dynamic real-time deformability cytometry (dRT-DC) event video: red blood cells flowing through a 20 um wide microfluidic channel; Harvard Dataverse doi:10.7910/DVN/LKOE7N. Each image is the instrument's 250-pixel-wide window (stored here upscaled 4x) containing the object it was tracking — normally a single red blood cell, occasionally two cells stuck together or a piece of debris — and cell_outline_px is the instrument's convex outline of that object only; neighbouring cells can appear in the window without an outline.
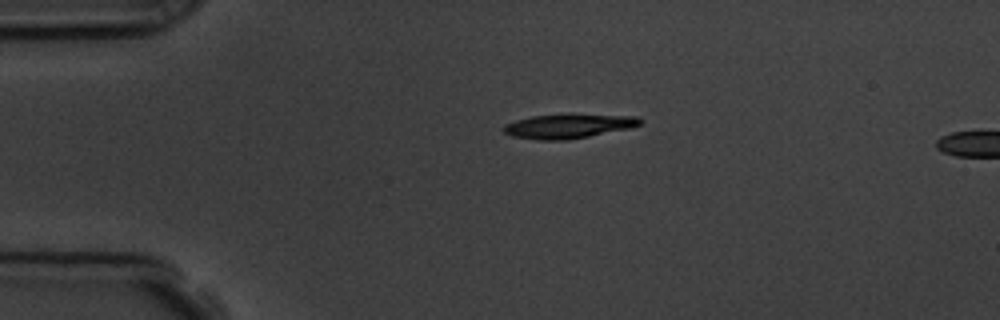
{"species": "common noctule bat (a hibernating species)", "species_latin": "Nyctalus noctula", "temperature_condition": "room temperature", "stored_images_in_passage": 2, "camera_frame_rate_fps": 3000, "um_per_image_px": 0.085, "animal": {"sex": "male", "body_mass_g": 19.5, "forearm_length_mm": 54.6}, "frame": {"image": 1, "passage_image": 1, "time_ms": 0.0, "image_size_px": [1000, 320], "cell_outline_px": [[644, 120], [640, 124], [628, 128], [568, 140], [540, 140], [512, 136], [504, 132], [504, 124], [516, 120], [532, 116], [568, 112], [572, 112], [636, 116]], "centroid_in_image_um": [48.33, 10.67], "position_along_channel_um": 36.7, "area_um2": 19.88}}